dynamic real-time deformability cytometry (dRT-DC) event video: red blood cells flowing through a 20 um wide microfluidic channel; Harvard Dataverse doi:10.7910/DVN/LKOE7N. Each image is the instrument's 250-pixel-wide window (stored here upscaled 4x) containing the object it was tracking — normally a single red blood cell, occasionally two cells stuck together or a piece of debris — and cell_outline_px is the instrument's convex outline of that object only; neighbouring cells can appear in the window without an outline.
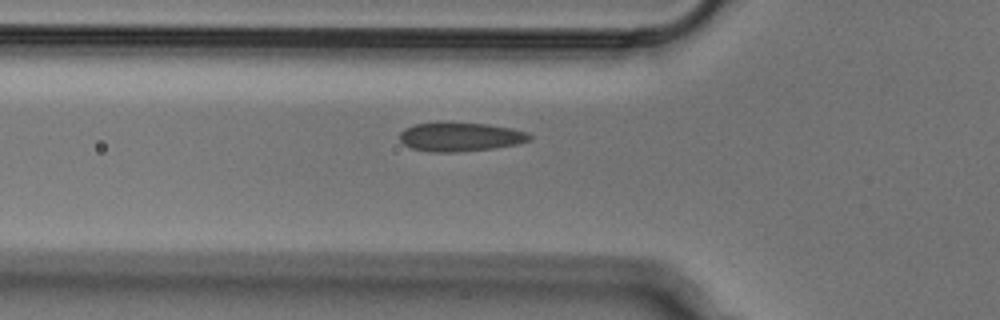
{"species": "Egyptian fruit bat (a non-hibernating species)", "species_latin": "Rousettus aegyptiacus", "temperature_condition": "cold", "stored_images_in_passage": 38, "camera_frame_rate_fps": 3000, "um_per_image_px": 0.085, "animal": {"sex": "male"}, "frame": {"image": 1, "passage_image": 5, "time_ms": 1.333, "image_size_px": [1000, 320], "cell_outline_px": [[532, 140], [516, 144], [496, 148], [456, 152], [432, 152], [412, 148], [404, 144], [400, 140], [400, 132], [404, 128], [412, 124], [440, 120], [488, 124], [512, 128], [528, 132], [532, 136]], "centroid_in_image_um": [39.11, 11.59], "position_along_channel_um": 86.7, "area_um2": 22.66}}
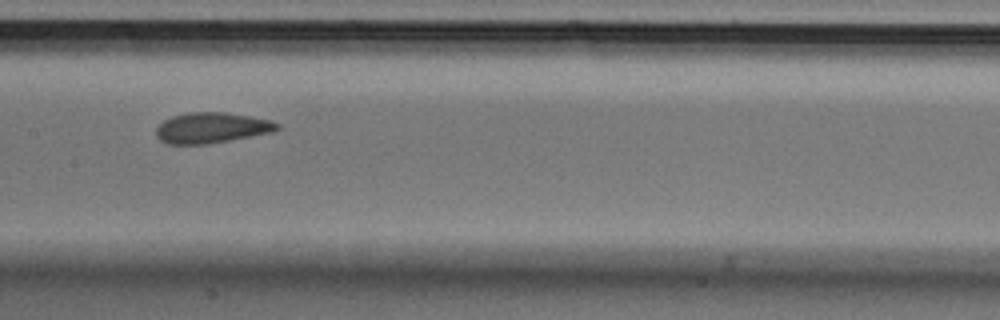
{"frame": {"image": 2, "passage_image": 13, "time_ms": 4.0, "image_size_px": [1000, 320], "cell_outline_px": [[280, 128], [272, 132], [208, 144], [168, 144], [160, 140], [156, 136], [156, 128], [164, 120], [172, 116], [188, 112], [228, 112], [272, 120], [280, 124]], "centroid_in_image_um": [17.99, 10.85], "position_along_channel_um": 189.4, "area_um2": 21.68}}
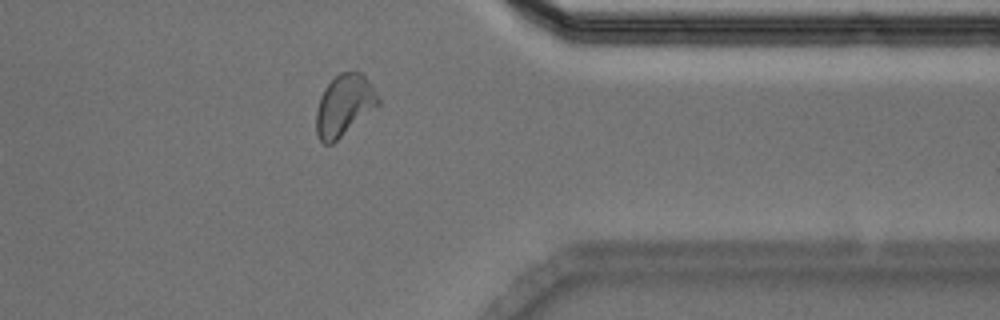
{"frame": {"image": 3, "passage_image": 29, "time_ms": 9.333, "image_size_px": [1000, 320], "cell_outline_px": [[380, 104], [332, 144], [324, 144], [320, 140], [316, 132], [316, 112], [320, 96], [324, 88], [340, 72], [364, 72], [372, 84], [380, 100]], "centroid_in_image_um": [29.26, 8.93], "position_along_channel_um": 382.1, "area_um2": 22.14}}